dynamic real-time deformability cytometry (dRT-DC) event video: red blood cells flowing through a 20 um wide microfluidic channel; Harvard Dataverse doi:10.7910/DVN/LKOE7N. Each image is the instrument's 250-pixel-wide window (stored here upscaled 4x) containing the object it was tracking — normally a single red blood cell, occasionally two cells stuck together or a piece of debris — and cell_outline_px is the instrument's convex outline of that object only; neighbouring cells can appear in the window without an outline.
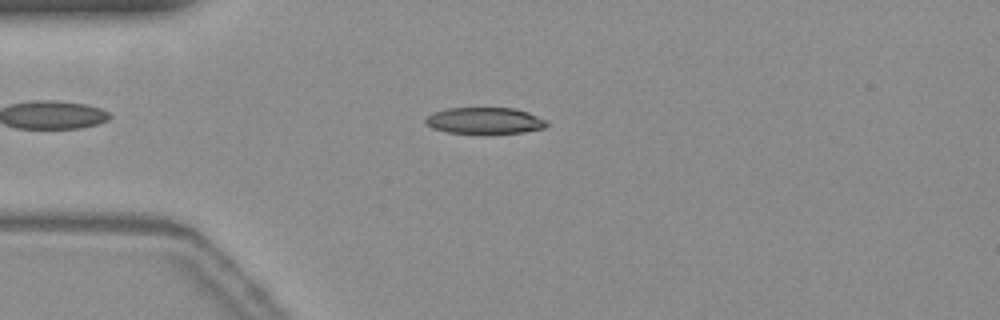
{"species": "common noctule bat (a hibernating species)", "species_latin": "Nyctalus noctula", "temperature_condition": "warm", "stored_images_in_passage": 50, "camera_frame_rate_fps": 3000, "um_per_image_px": 0.085, "animal": {"sex": "female", "body_mass_g": 19.3, "forearm_length_mm": 54.1}, "frame": {"image": 1, "passage_image": 9, "time_ms": 2.667, "image_size_px": [1000, 320], "cell_outline_px": [[548, 124], [544, 128], [524, 132], [448, 132], [432, 128], [424, 120], [432, 112], [448, 108], [516, 108], [528, 112], [548, 120]], "centroid_in_image_um": [41.23, 10.23], "position_along_channel_um": 43.8, "area_um2": 18.32}}
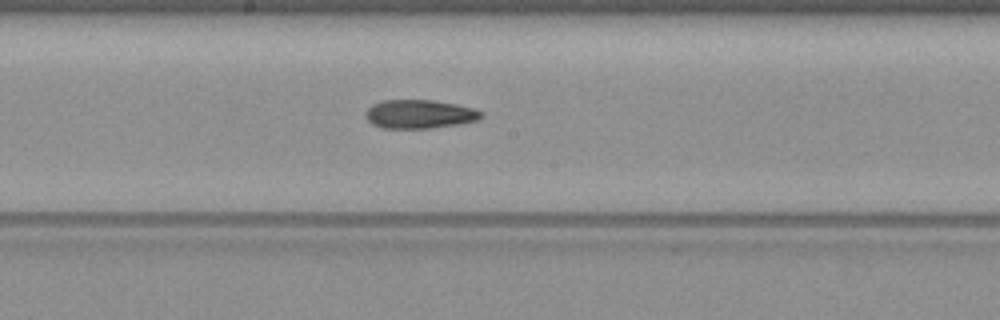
{"frame": {"image": 2, "passage_image": 24, "time_ms": 7.667, "image_size_px": [1000, 320], "cell_outline_px": [[484, 116], [476, 120], [460, 124], [432, 128], [384, 128], [372, 124], [364, 116], [364, 112], [372, 104], [384, 100], [432, 100], [456, 104], [472, 108], [480, 112]], "centroid_in_image_um": [35.62, 9.7], "position_along_channel_um": 212.6, "area_um2": 19.31}}
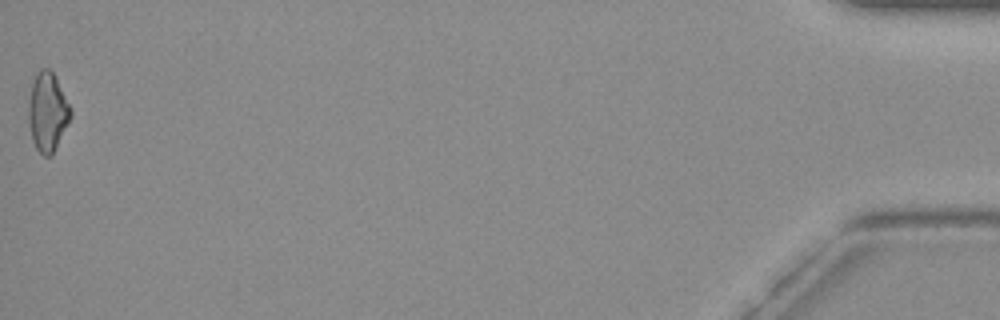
{"frame": {"image": 3, "passage_image": 50, "time_ms": 16.333, "image_size_px": [1000, 320], "cell_outline_px": [[72, 116], [52, 156], [44, 156], [36, 148], [32, 140], [28, 120], [28, 104], [32, 84], [36, 72], [40, 68], [48, 68], [52, 72], [72, 112]], "centroid_in_image_um": [4.02, 9.55], "position_along_channel_um": 431.2, "area_um2": 19.13}, "authors_computed_cell_mechanics": {"area_um2": 19.0451, "velocity_mm_per_s": 3.751, "shape_relaxation_time_tau1_ms": 6.6202, "shape_relaxation_time_tau2_ms": 7.4184, "deformation_change_tau1": 0.1798, "deformation_change_tau2": 0.179}}